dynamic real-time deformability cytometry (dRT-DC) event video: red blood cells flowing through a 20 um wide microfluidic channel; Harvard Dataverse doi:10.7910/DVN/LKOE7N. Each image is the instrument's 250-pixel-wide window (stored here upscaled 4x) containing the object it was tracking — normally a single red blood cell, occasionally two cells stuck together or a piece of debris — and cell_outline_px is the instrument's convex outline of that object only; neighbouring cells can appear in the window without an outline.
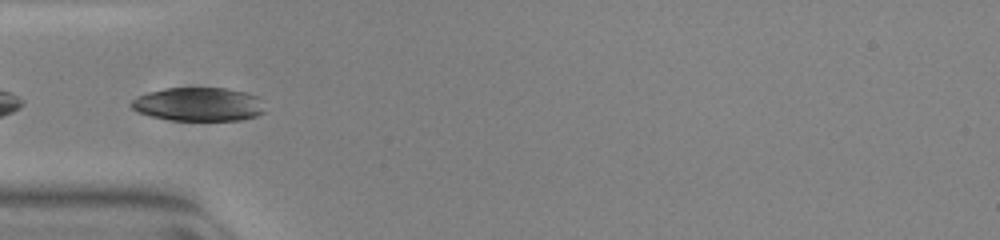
{"species": "common noctule bat (a hibernating species)", "species_latin": "Nyctalus noctula", "temperature_condition": "warm", "stored_images_in_passage": 32, "camera_frame_rate_fps": 3000, "um_per_image_px": 0.085, "animal": {"sex": "female", "body_mass_g": 23.0, "forearm_length_mm": 53.4}, "frame": {"image": 1, "passage_image": 1, "time_ms": 0.0, "image_size_px": [1000, 240], "cell_outline_px": [[264, 112], [256, 116], [240, 120], [172, 120], [148, 116], [136, 112], [128, 104], [132, 100], [148, 92], [164, 88], [228, 88], [244, 92], [256, 96]], "centroid_in_image_um": [16.8, 8.87], "position_along_channel_um": 68.2, "area_um2": 26.07}}
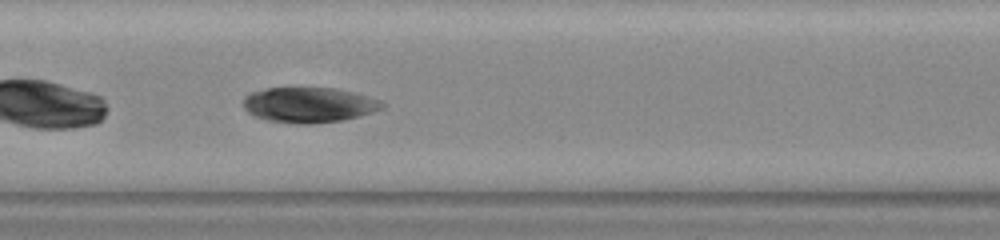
{"frame": {"image": 2, "passage_image": 10, "time_ms": 3.0, "image_size_px": [1000, 240], "cell_outline_px": [[384, 108], [360, 116], [340, 120], [312, 124], [296, 124], [268, 120], [256, 116], [248, 112], [244, 108], [244, 96], [252, 92], [268, 88], [336, 88], [352, 92], [380, 100], [384, 104]], "centroid_in_image_um": [26.26, 8.92], "position_along_channel_um": 181.1, "area_um2": 28.32}}
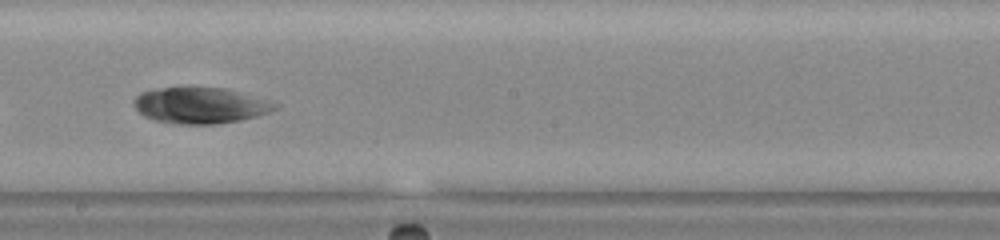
{"frame": {"image": 3, "passage_image": 14, "time_ms": 4.333, "image_size_px": [1000, 240], "cell_outline_px": [[280, 108], [272, 112], [240, 120], [216, 124], [176, 124], [156, 120], [144, 116], [132, 104], [132, 100], [140, 92], [160, 88], [228, 88], [280, 104]], "centroid_in_image_um": [17.06, 8.96], "position_along_channel_um": 231.1, "area_um2": 29.71}}